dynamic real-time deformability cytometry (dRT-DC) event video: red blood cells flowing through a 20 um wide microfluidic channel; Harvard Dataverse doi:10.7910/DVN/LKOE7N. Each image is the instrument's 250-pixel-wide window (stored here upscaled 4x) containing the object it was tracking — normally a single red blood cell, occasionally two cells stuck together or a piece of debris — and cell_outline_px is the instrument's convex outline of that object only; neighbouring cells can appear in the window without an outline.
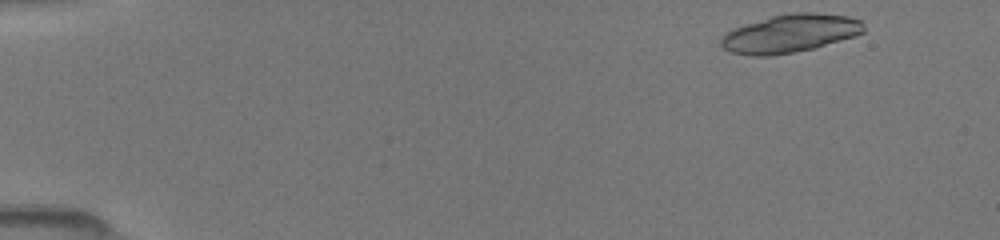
{"species": "common noctule bat (a hibernating species)", "species_latin": "Nyctalus noctula", "temperature_condition": "room temperature", "stored_images_in_passage": 17, "camera_frame_rate_fps": 3000, "um_per_image_px": 0.085, "animal": {"sex": "female", "body_mass_g": 19.5, "forearm_length_mm": 54.1}, "frame": {"image": 1, "passage_image": 2, "time_ms": 0.333, "image_size_px": [1000, 240], "cell_outline_px": [[864, 32], [856, 36], [812, 48], [792, 52], [768, 56], [752, 56], [732, 52], [724, 48], [720, 44], [720, 40], [732, 28], [772, 16], [792, 12], [816, 12], [848, 16], [860, 20], [864, 24]], "centroid_in_image_um": [67.18, 2.83], "position_along_channel_um": 17.8, "area_um2": 31.56}}
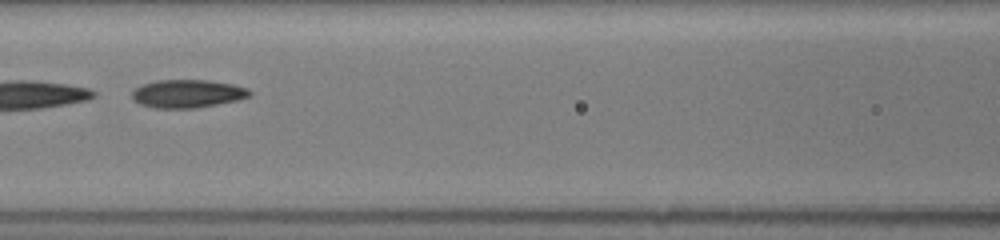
{"frame": {"image": 2, "passage_image": 17, "time_ms": 6.667, "image_size_px": [1000, 240], "cell_outline_px": [[252, 96], [236, 100], [196, 108], [156, 108], [140, 104], [132, 100], [132, 92], [140, 84], [156, 80], [208, 80], [232, 84], [248, 88], [252, 92]], "centroid_in_image_um": [15.92, 7.95], "position_along_channel_um": 150.7, "area_um2": 19.36}}